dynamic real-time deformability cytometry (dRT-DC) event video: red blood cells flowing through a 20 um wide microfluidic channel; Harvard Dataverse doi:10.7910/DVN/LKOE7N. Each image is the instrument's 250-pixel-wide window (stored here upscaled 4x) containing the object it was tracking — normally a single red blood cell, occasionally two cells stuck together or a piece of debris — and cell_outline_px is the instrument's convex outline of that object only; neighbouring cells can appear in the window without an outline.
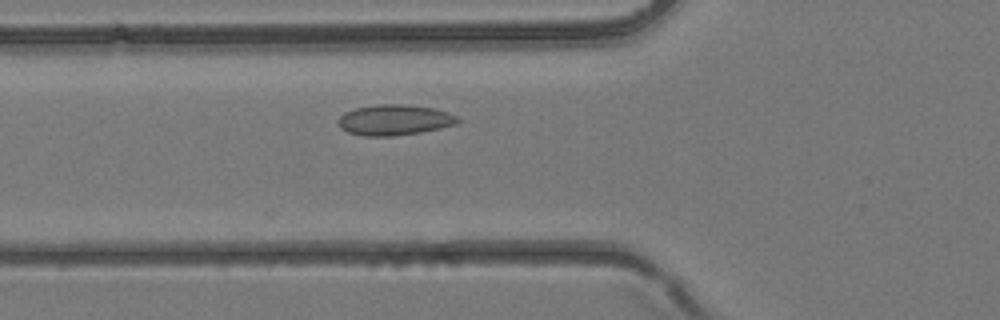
{"species": "common noctule bat (a hibernating species)", "species_latin": "Nyctalus noctula", "temperature_condition": "room temperature", "stored_images_in_passage": 3, "camera_frame_rate_fps": 3000, "um_per_image_px": 0.085, "animal": {"sex": "female", "body_mass_g": 24.6, "forearm_length_mm": 56.2}, "frame": {"image": 1, "passage_image": 3, "time_ms": 0.667, "image_size_px": [1000, 320], "cell_outline_px": [[460, 120], [456, 124], [440, 128], [420, 132], [392, 136], [364, 136], [348, 132], [340, 128], [336, 124], [336, 120], [344, 112], [356, 108], [380, 104], [408, 104], [432, 108], [448, 112], [456, 116]], "centroid_in_image_um": [33.49, 10.19], "position_along_channel_um": 92.3, "area_um2": 21.39}}